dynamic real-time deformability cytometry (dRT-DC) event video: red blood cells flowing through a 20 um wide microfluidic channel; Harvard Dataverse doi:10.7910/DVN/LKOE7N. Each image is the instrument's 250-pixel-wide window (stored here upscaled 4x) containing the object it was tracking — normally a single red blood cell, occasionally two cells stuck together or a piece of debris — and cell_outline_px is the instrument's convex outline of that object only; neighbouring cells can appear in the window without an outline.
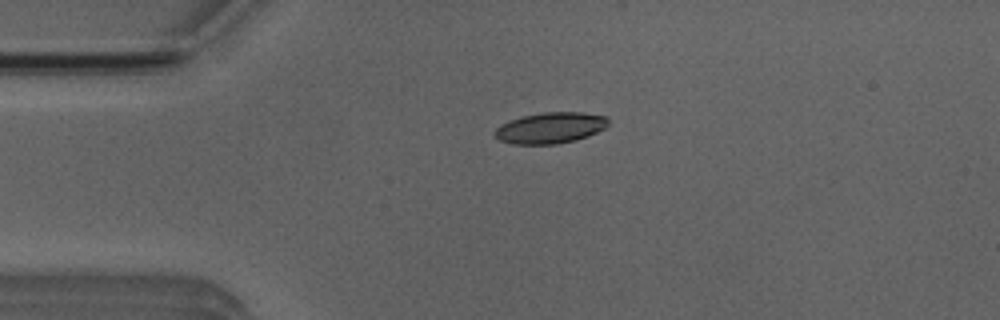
{"species": "Egyptian fruit bat (a non-hibernating species)", "species_latin": "Rousettus aegyptiacus", "temperature_condition": "room temperature", "stored_images_in_passage": 53, "camera_frame_rate_fps": 3000, "um_per_image_px": 0.085, "animal": {"sex": "male"}, "frame": {"image": 1, "passage_image": 12, "time_ms": 3.667, "image_size_px": [1000, 320], "cell_outline_px": [[608, 124], [604, 128], [588, 136], [576, 140], [556, 144], [512, 144], [500, 140], [492, 136], [492, 132], [500, 124], [508, 120], [520, 116], [544, 112], [584, 112], [608, 116]], "centroid_in_image_um": [46.74, 10.86], "position_along_channel_um": 38.3, "area_um2": 20.87}}
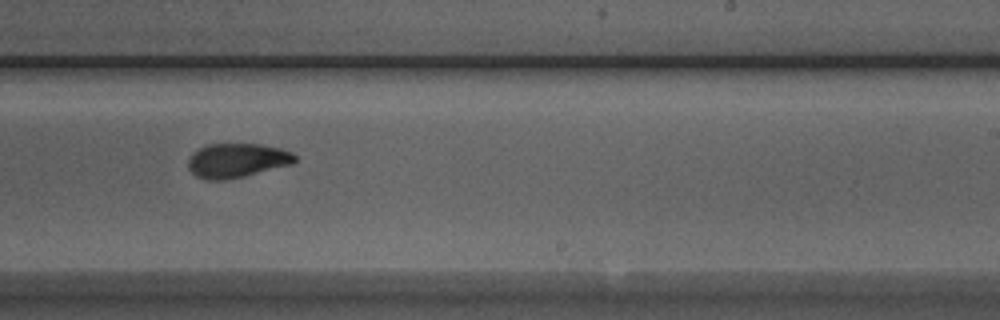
{"frame": {"image": 2, "passage_image": 32, "time_ms": 10.333, "image_size_px": [1000, 320], "cell_outline_px": [[296, 160], [292, 164], [244, 176], [224, 180], [204, 180], [196, 176], [188, 168], [188, 160], [192, 152], [208, 144], [260, 144], [280, 148], [292, 152], [296, 156]], "centroid_in_image_um": [20.12, 13.64], "position_along_channel_um": 268.9, "area_um2": 21.33}}
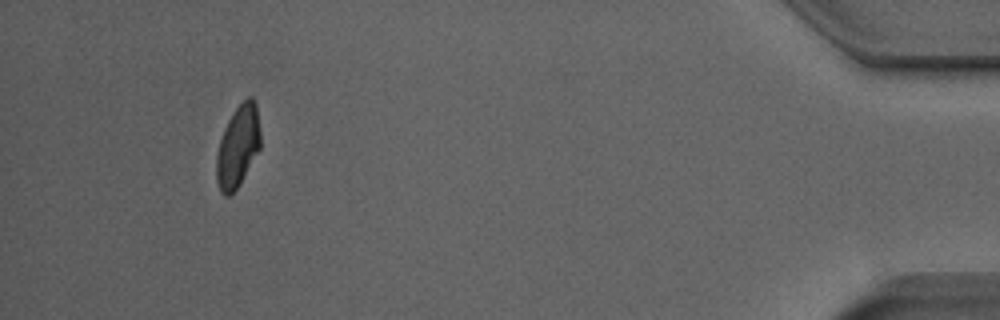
{"frame": {"image": 3, "passage_image": 49, "time_ms": 16.0, "image_size_px": [1000, 320], "cell_outline_px": [[260, 148], [240, 184], [228, 196], [224, 196], [220, 192], [216, 180], [216, 156], [220, 140], [224, 128], [228, 120], [236, 108], [248, 96], [252, 96], [256, 104], [260, 132]], "centroid_in_image_um": [20.21, 12.45], "position_along_channel_um": 415.0, "area_um2": 20.87}, "authors_computed_cell_mechanics": {"area_um2": 21.2126, "velocity_mm_per_s": 3.8838, "shape_relaxation_time_tau1_ms": 5.6084, "shape_relaxation_time_tau2_ms": 3.1074, "deformation_change_tau1": 0.1785, "deformation_change_tau2": 0.0544}}